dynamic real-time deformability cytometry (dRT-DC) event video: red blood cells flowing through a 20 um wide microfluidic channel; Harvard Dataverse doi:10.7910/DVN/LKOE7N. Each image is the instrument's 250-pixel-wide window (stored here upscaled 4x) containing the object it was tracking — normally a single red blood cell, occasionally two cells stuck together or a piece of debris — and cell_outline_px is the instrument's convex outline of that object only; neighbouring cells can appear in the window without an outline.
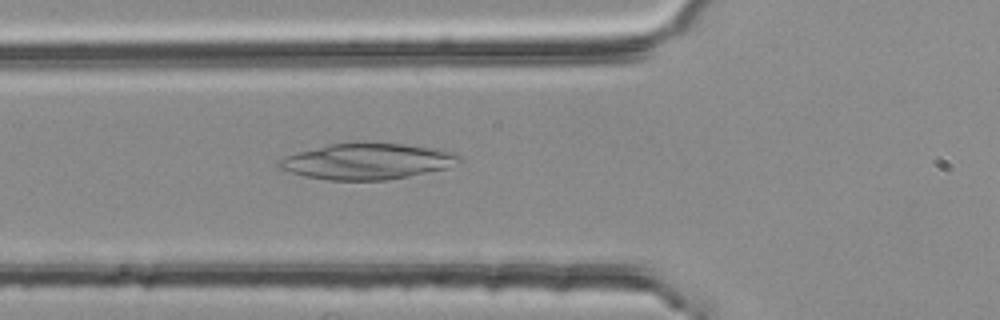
{"species": "common noctule bat (a hibernating species)", "species_latin": "Nyctalus noctula", "temperature_condition": "room temperature", "stored_images_in_passage": 48, "camera_frame_rate_fps": 3000, "um_per_image_px": 0.085, "animal": {"sex": "female", "body_mass_g": 25.1}, "frame": {"image": 1, "passage_image": 20, "time_ms": 6.333, "image_size_px": [1000, 320], "cell_outline_px": [[444, 156], [436, 168], [400, 176], [372, 180], [344, 180], [316, 176], [296, 156], [308, 152], [340, 144], [392, 144], [416, 148], [432, 152]], "centroid_in_image_um": [31.33, 13.72], "position_along_channel_um": 94.5, "area_um2": 28.84}}
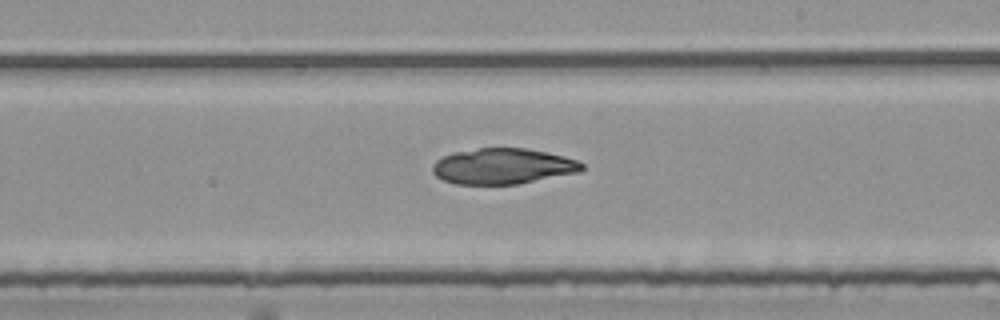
{"frame": {"image": 2, "passage_image": 32, "time_ms": 10.333, "image_size_px": [1000, 320], "cell_outline_px": [[584, 168], [568, 172], [512, 184], [464, 184], [448, 180], [440, 176], [436, 172], [436, 164], [440, 160], [448, 156], [484, 148], [520, 148], [560, 156], [584, 164]], "centroid_in_image_um": [42.75, 14.13], "position_along_channel_um": 246.3, "area_um2": 28.32}}
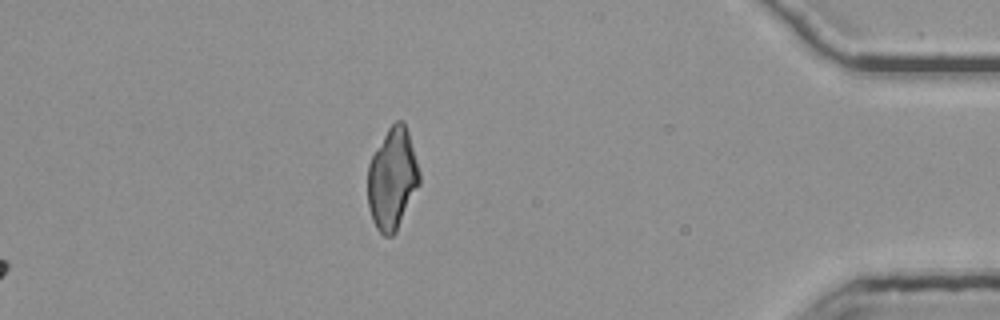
{"frame": {"image": 3, "passage_image": 48, "time_ms": 15.667, "image_size_px": [1000, 320], "cell_outline_px": [[416, 184], [396, 228], [392, 232], [384, 232], [376, 224], [372, 216], [368, 200], [368, 168], [372, 156], [392, 124], [404, 124], [412, 152], [416, 168]], "centroid_in_image_um": [33.26, 15.16], "position_along_channel_um": 401.9, "area_um2": 27.11}, "authors_computed_cell_mechanics": {"area_um2": 14.9413, "velocity_mm_per_s": 3.7782, "shape_relaxation_time_tau1_ms": 0.0346, "shape_relaxation_time_tau2_ms": null, "deformation_change_tau1": 0.3195, "deformation_change_tau2": null}}